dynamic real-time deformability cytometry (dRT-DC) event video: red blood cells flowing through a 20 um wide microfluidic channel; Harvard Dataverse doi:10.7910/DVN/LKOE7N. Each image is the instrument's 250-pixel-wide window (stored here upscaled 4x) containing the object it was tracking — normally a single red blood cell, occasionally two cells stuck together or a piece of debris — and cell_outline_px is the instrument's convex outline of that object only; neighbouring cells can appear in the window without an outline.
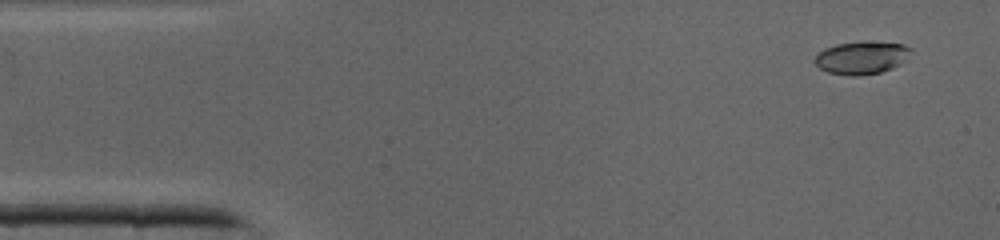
{"species": "common noctule bat (a hibernating species)", "species_latin": "Nyctalus noctula", "temperature_condition": "cold", "stored_images_in_passage": 41, "camera_frame_rate_fps": 3000, "um_per_image_px": 0.085, "animal": {"sex": "male", "body_mass_g": 19.0, "forearm_length_mm": 50.8}, "frame": {"image": 1, "passage_image": 3, "time_ms": 0.667, "image_size_px": [1000, 240], "cell_outline_px": [[912, 48], [904, 60], [900, 64], [892, 68], [880, 72], [856, 76], [852, 76], [828, 72], [820, 68], [812, 60], [824, 48], [836, 44], [860, 40], [864, 40], [904, 44]], "centroid_in_image_um": [73.22, 4.88], "position_along_channel_um": 11.8, "area_um2": 18.5}}
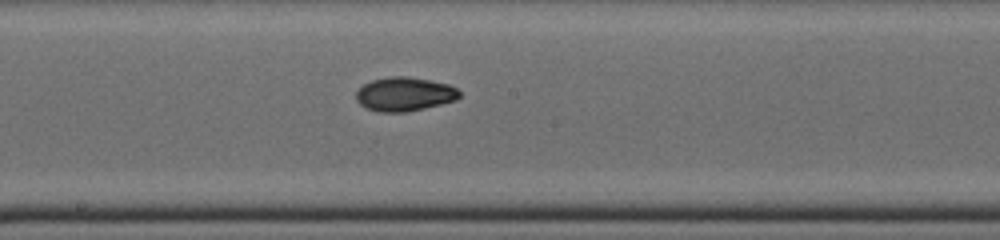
{"frame": {"image": 2, "passage_image": 22, "time_ms": 7.0, "image_size_px": [1000, 240], "cell_outline_px": [[460, 96], [456, 100], [424, 108], [404, 112], [380, 112], [368, 108], [360, 104], [356, 100], [356, 92], [364, 84], [372, 80], [388, 76], [408, 76], [448, 84], [456, 88], [460, 92]], "centroid_in_image_um": [34.37, 7.99], "position_along_channel_um": 213.8, "area_um2": 20.29}}
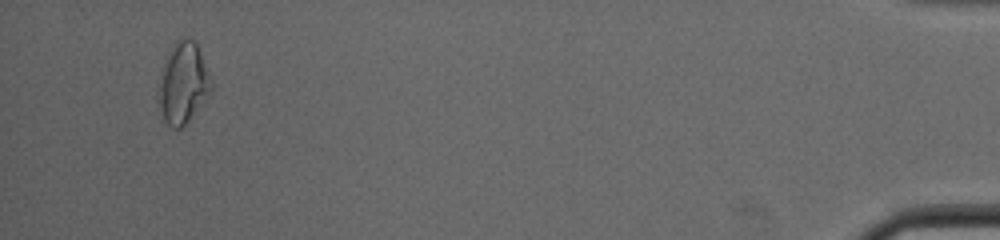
{"frame": {"image": 3, "passage_image": 40, "time_ms": 13.0, "image_size_px": [1000, 240], "cell_outline_px": [[212, 92], [188, 120], [180, 128], [172, 128], [164, 120], [160, 108], [160, 76], [168, 52], [172, 44], [176, 40], [188, 36], [196, 44], [212, 80]], "centroid_in_image_um": [15.58, 7.04], "position_along_channel_um": 419.6, "area_um2": 24.33}}